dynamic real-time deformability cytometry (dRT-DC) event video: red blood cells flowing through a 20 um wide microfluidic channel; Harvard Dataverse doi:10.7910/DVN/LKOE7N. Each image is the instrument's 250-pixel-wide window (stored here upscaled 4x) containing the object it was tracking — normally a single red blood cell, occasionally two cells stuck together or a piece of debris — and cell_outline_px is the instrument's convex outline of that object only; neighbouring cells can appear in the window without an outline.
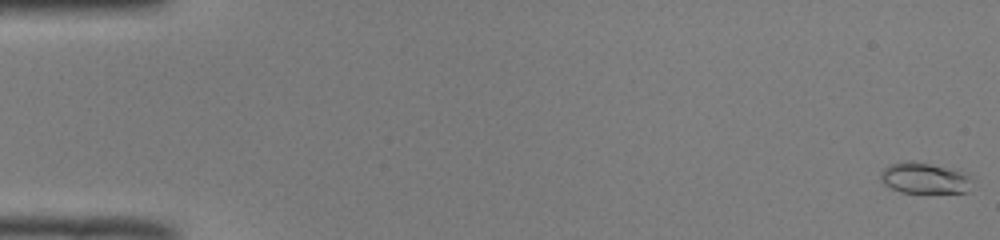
{"species": "common noctule bat (a hibernating species)", "species_latin": "Nyctalus noctula", "temperature_condition": "room temperature", "stored_images_in_passage": 52, "camera_frame_rate_fps": 3000, "um_per_image_px": 0.085, "animal": {"sex": "male", "body_mass_g": 19.0, "forearm_length_mm": 50.8}, "frame": {"image": 1, "passage_image": 1, "time_ms": 0.0, "image_size_px": [1000, 240], "cell_outline_px": [[968, 192], [900, 192], [884, 184], [880, 180], [880, 172], [884, 168], [892, 164], [908, 160], [928, 164], [944, 168], [968, 176]], "centroid_in_image_um": [78.44, 15.15], "position_along_channel_um": 6.6, "area_um2": 15.66}}
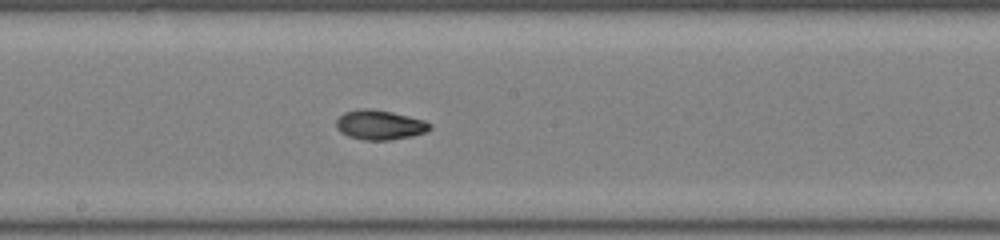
{"frame": {"image": 2, "passage_image": 29, "time_ms": 9.333, "image_size_px": [1000, 240], "cell_outline_px": [[432, 128], [424, 132], [412, 136], [388, 140], [364, 140], [348, 136], [340, 132], [336, 128], [336, 120], [344, 112], [360, 108], [372, 108], [392, 112], [424, 120], [432, 124]], "centroid_in_image_um": [32.26, 10.61], "position_along_channel_um": 215.9, "area_um2": 16.24}}
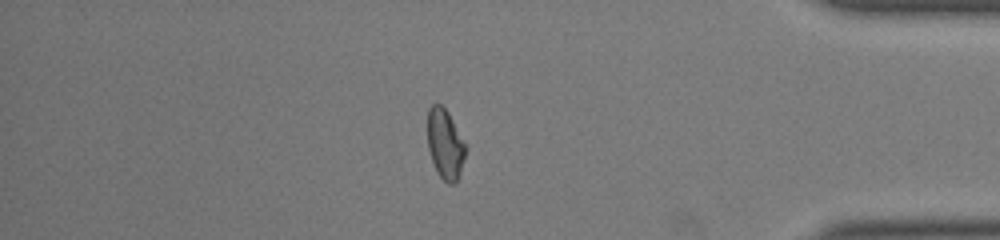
{"frame": {"image": 3, "passage_image": 45, "time_ms": 14.667, "image_size_px": [1000, 240], "cell_outline_px": [[468, 148], [460, 172], [456, 180], [452, 184], [448, 184], [436, 172], [428, 148], [428, 108], [432, 104], [440, 104], [448, 112], [464, 140]], "centroid_in_image_um": [37.85, 12.24], "position_along_channel_um": 397.4, "area_um2": 15.55}, "authors_computed_cell_mechanics": {"area_um2": 15.5771, "velocity_mm_per_s": 3.9717, "shape_relaxation_time_tau1_ms": 6.9017, "shape_relaxation_time_tau2_ms": 2.3045, "deformation_change_tau1": 0.1989, "deformation_change_tau2": 0.0632}}